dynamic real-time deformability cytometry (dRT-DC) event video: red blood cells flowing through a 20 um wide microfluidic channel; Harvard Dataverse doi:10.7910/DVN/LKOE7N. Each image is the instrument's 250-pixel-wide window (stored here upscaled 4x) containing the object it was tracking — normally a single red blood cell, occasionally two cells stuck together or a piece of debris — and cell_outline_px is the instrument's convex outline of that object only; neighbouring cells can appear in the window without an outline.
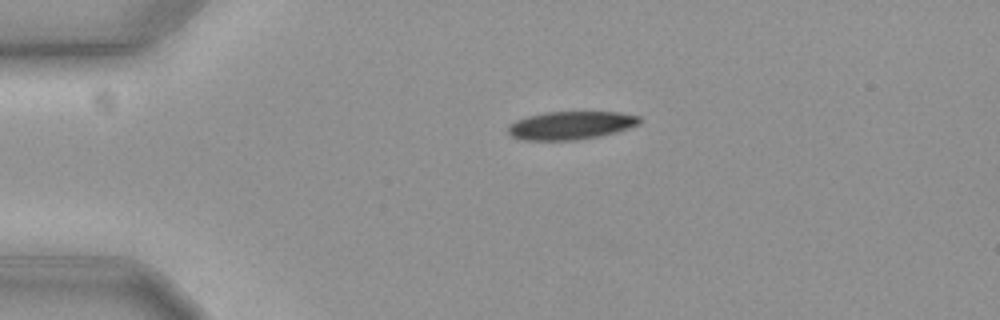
{"species": "common noctule bat (a hibernating species)", "species_latin": "Nyctalus noctula", "temperature_condition": "cold", "stored_images_in_passage": 46, "camera_frame_rate_fps": 3000, "um_per_image_px": 0.085, "animal": {"sex": "female", "body_mass_g": 19.3, "forearm_length_mm": 54.1}, "frame": {"image": 1, "passage_image": 1, "time_ms": 0.0, "image_size_px": [1000, 320], "cell_outline_px": [[640, 124], [616, 132], [576, 140], [524, 140], [512, 136], [508, 132], [508, 128], [516, 120], [528, 116], [544, 112], [616, 112], [640, 116]], "centroid_in_image_um": [48.52, 10.65], "position_along_channel_um": 36.5, "area_um2": 21.33}}
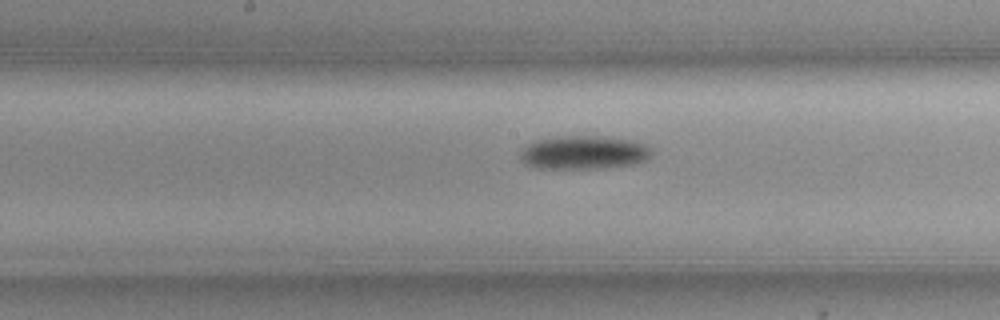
{"frame": {"image": 2, "passage_image": 18, "time_ms": 5.667, "image_size_px": [1000, 320], "cell_outline_px": [[652, 152], [644, 160], [632, 164], [596, 168], [536, 168], [524, 164], [520, 156], [520, 152], [528, 144], [536, 140], [556, 136], [608, 136], [632, 140], [644, 144]], "centroid_in_image_um": [49.57, 12.95], "position_along_channel_um": 198.6, "area_um2": 25.49}}
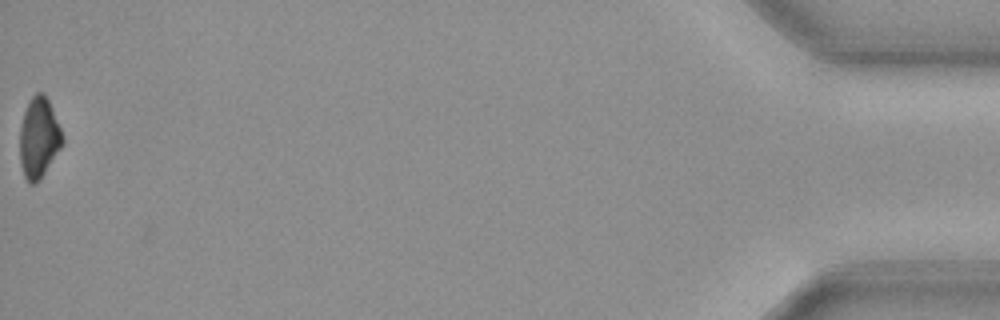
{"frame": {"image": 3, "passage_image": 46, "time_ms": 15.0, "image_size_px": [1000, 320], "cell_outline_px": [[64, 144], [36, 184], [28, 184], [24, 176], [20, 164], [20, 128], [24, 112], [32, 96], [36, 92], [44, 92], [48, 100], [64, 136]], "centroid_in_image_um": [3.31, 11.73], "position_along_channel_um": 431.9, "area_um2": 20.0}, "authors_computed_cell_mechanics": {"area_um2": 22.6576, "velocity_mm_per_s": 3.6139, "shape_relaxation_time_tau1_ms": 2.5524, "shape_relaxation_time_tau2_ms": null, "deformation_change_tau1": 0.1229, "deformation_change_tau2": null}}